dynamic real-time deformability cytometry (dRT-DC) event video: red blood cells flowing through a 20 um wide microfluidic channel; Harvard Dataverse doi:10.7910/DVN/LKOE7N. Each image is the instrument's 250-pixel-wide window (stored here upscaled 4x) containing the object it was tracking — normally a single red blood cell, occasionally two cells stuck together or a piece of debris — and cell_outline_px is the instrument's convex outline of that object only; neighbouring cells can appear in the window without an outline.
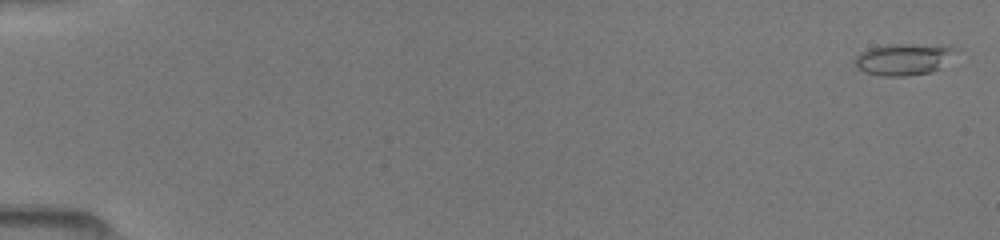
{"species": "common noctule bat (a hibernating species)", "species_latin": "Nyctalus noctula", "temperature_condition": "room temperature", "stored_images_in_passage": 13, "camera_frame_rate_fps": 3000, "um_per_image_px": 0.085, "animal": {"sex": "female", "body_mass_g": 19.5, "forearm_length_mm": 54.1}, "frame": {"image": 1, "passage_image": 1, "time_ms": 0.0, "image_size_px": [1000, 240], "cell_outline_px": [[956, 48], [932, 72], [908, 76], [880, 76], [864, 72], [856, 68], [856, 56], [860, 52], [868, 48], [892, 44], [908, 44]], "centroid_in_image_um": [76.63, 5.06], "position_along_channel_um": 8.4, "area_um2": 17.74}}
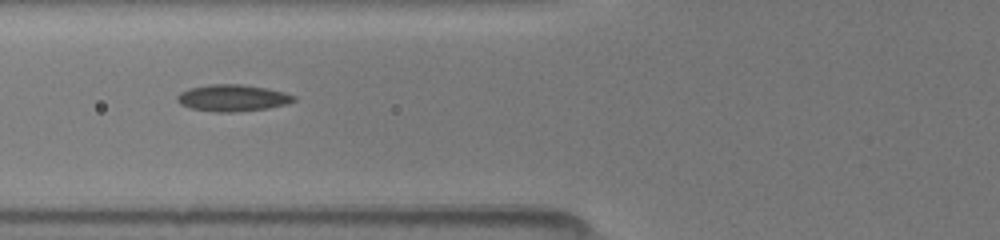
{"frame": {"image": 2, "passage_image": 9, "time_ms": 6.333, "image_size_px": [1000, 240], "cell_outline_px": [[296, 100], [288, 104], [268, 108], [236, 112], [212, 112], [188, 108], [180, 104], [176, 100], [176, 96], [180, 92], [192, 88], [208, 84], [240, 84], [268, 88], [284, 92], [296, 96]], "centroid_in_image_um": [19.77, 8.33], "position_along_channel_um": 106.0, "area_um2": 18.38}}
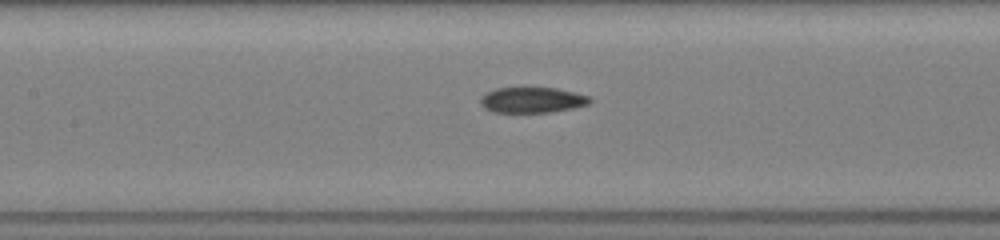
{"frame": {"image": 3, "passage_image": 12, "time_ms": 7.667, "image_size_px": [1000, 240], "cell_outline_px": [[592, 104], [572, 108], [548, 112], [492, 112], [484, 108], [480, 104], [480, 100], [488, 92], [496, 88], [528, 84], [556, 88], [592, 96]], "centroid_in_image_um": [45.26, 8.44], "position_along_channel_um": 162.1, "area_um2": 17.17}}